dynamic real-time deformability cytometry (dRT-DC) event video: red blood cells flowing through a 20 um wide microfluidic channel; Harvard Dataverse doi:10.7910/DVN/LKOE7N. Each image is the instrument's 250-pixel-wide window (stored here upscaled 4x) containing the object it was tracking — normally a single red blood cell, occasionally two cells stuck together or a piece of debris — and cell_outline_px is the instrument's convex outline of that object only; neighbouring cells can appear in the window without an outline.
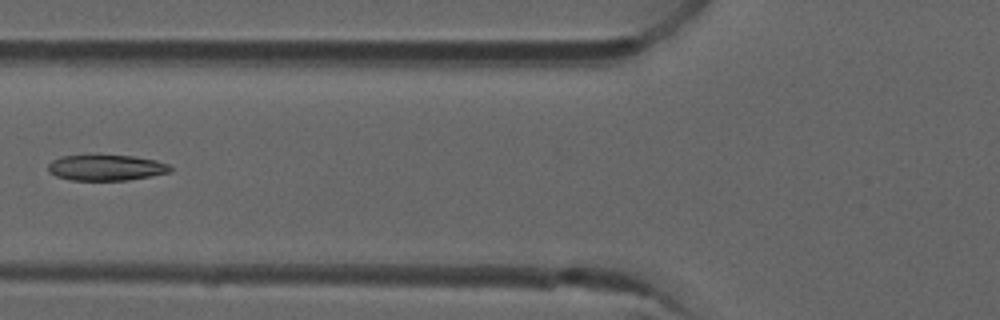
{"species": "common noctule bat (a hibernating species)", "species_latin": "Nyctalus noctula", "temperature_condition": "room temperature", "stored_images_in_passage": 7, "camera_frame_rate_fps": 3000, "um_per_image_px": 0.085, "animal": {"sex": "male", "forearm_length_mm": 52.5}, "frame": {"image": 1, "passage_image": 7, "time_ms": 2.0, "image_size_px": [1000, 320], "cell_outline_px": [[172, 172], [128, 180], [72, 180], [56, 176], [48, 172], [48, 164], [52, 160], [60, 156], [136, 156], [156, 160], [168, 164], [172, 168]], "centroid_in_image_um": [9.03, 14.26], "position_along_channel_um": 116.8, "area_um2": 18.26}}